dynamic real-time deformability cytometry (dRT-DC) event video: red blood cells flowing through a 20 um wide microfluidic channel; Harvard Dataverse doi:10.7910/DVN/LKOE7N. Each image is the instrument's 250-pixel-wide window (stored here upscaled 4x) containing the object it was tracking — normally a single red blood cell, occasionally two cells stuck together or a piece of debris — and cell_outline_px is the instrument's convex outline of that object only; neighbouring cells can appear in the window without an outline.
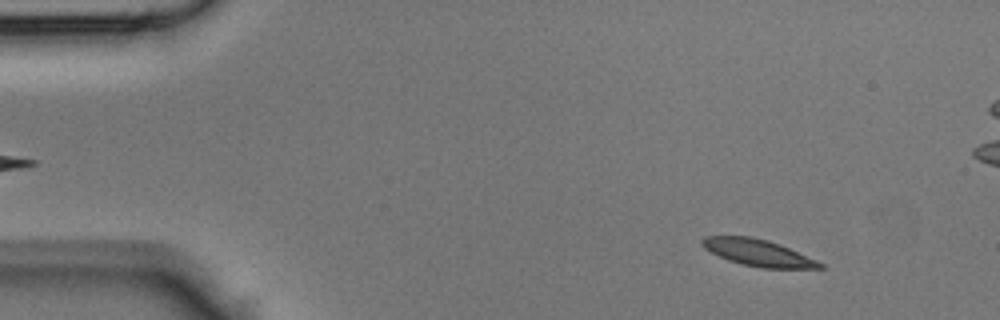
{"species": "Egyptian fruit bat (a non-hibernating species)", "species_latin": "Rousettus aegyptiacus", "temperature_condition": "room temperature", "stored_images_in_passage": 45, "camera_frame_rate_fps": 3000, "um_per_image_px": 0.085, "animal": {"sex": "male"}, "frame": {"image": 1, "passage_image": 5, "time_ms": 1.333, "image_size_px": [1000, 320], "cell_outline_px": [[824, 268], [760, 268], [728, 260], [704, 248], [700, 244], [700, 240], [704, 236], [752, 236], [768, 240], [780, 244], [816, 260], [824, 264]], "centroid_in_image_um": [64.41, 21.46], "position_along_channel_um": 20.6, "area_um2": 18.21}}
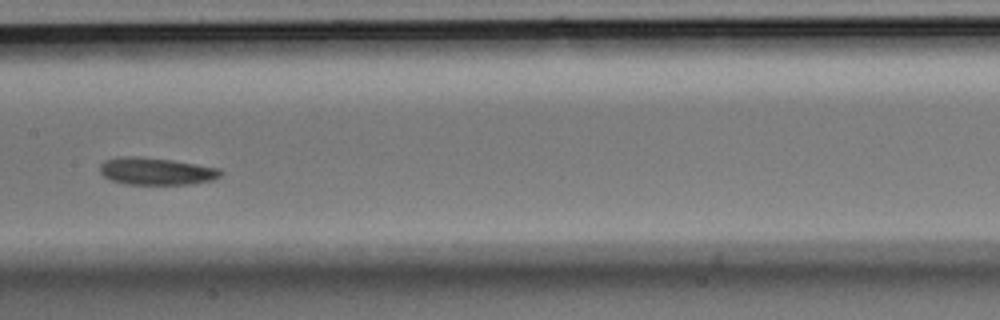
{"frame": {"image": 2, "passage_image": 22, "time_ms": 7.0, "image_size_px": [1000, 320], "cell_outline_px": [[224, 172], [220, 176], [212, 180], [188, 184], [124, 184], [112, 180], [104, 176], [100, 172], [100, 164], [104, 160], [120, 156], [136, 156], [172, 160], [220, 168]], "centroid_in_image_um": [13.27, 14.55], "position_along_channel_um": 194.1, "area_um2": 19.19}}
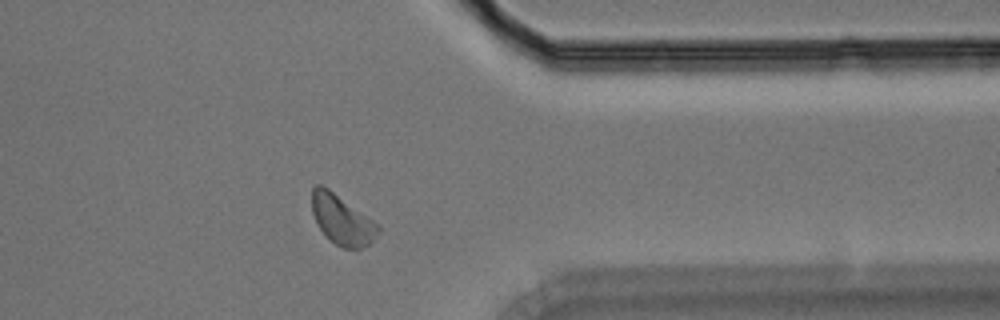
{"frame": {"image": 3, "passage_image": 35, "time_ms": 11.333, "image_size_px": [1000, 320], "cell_outline_px": [[380, 232], [368, 244], [360, 248], [344, 248], [336, 244], [320, 228], [312, 212], [312, 188], [316, 184], [320, 184], [328, 188], [380, 224]], "centroid_in_image_um": [29.09, 18.65], "position_along_channel_um": 382.3, "area_um2": 18.9}}